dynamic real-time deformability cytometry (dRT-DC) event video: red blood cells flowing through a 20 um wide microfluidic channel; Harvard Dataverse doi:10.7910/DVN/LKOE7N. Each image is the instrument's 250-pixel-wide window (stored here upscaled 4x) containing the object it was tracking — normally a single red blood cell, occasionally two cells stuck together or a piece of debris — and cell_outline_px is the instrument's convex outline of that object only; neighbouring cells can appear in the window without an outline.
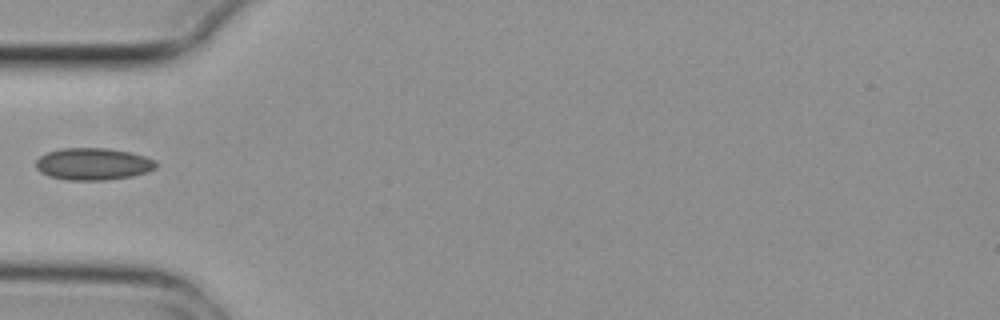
{"species": "common noctule bat (a hibernating species)", "species_latin": "Nyctalus noctula", "temperature_condition": "cold", "stored_images_in_passage": 1, "camera_frame_rate_fps": 3000, "um_per_image_px": 0.085, "animal": {"sex": "female", "body_mass_g": 29.2, "forearm_length_mm": 56.3}, "frame": {"image": 1, "passage_image": 1, "time_ms": 0.0, "image_size_px": [1000, 320], "cell_outline_px": [[156, 168], [148, 172], [132, 176], [108, 180], [68, 180], [48, 176], [40, 172], [36, 168], [36, 160], [40, 156], [48, 152], [60, 148], [108, 148], [132, 152], [144, 156], [152, 160], [156, 164]], "centroid_in_image_um": [7.9, 13.94], "position_along_channel_um": 77.1, "area_um2": 22.54}}